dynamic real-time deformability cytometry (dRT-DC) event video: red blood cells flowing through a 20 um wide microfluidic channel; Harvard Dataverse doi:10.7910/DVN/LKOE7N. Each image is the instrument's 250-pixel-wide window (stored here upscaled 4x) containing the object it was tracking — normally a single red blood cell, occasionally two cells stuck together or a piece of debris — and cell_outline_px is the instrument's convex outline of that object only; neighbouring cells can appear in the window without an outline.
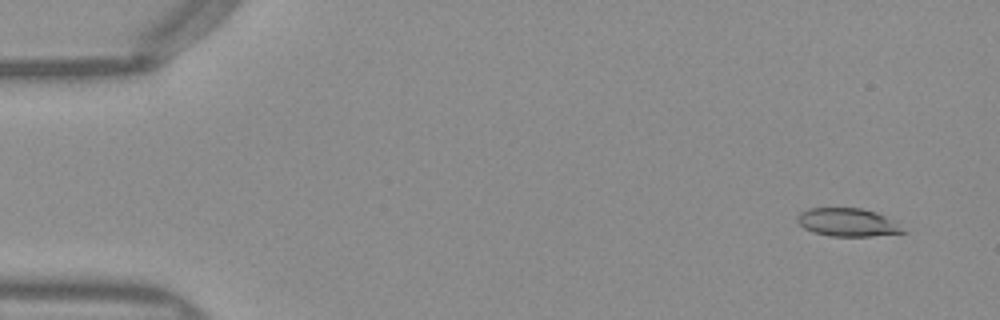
{"species": "Egyptian fruit bat (a non-hibernating species)", "species_latin": "Rousettus aegyptiacus", "temperature_condition": "warm", "stored_images_in_passage": 50, "camera_frame_rate_fps": 3000, "um_per_image_px": 0.085, "frame": {"image": 1, "passage_image": 3, "time_ms": 0.667, "image_size_px": [1000, 320], "cell_outline_px": [[908, 232], [872, 236], [832, 236], [812, 232], [804, 228], [796, 220], [796, 216], [800, 212], [808, 208], [860, 208], [876, 212], [884, 216]], "centroid_in_image_um": [71.98, 18.9], "position_along_channel_um": 13.0, "area_um2": 17.17}}
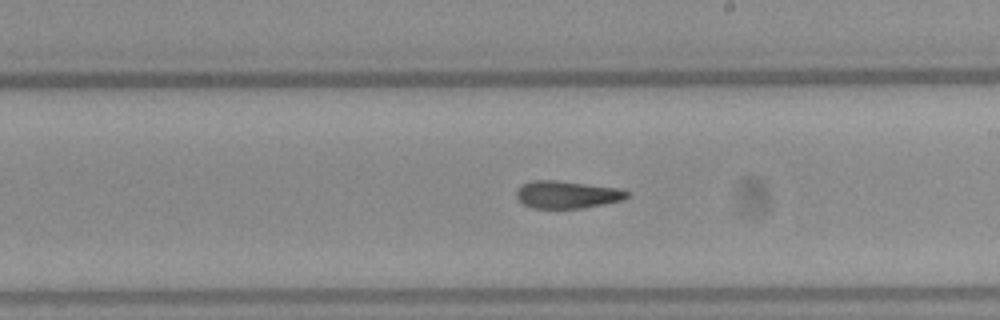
{"frame": {"image": 2, "passage_image": 29, "time_ms": 9.333, "image_size_px": [1000, 320], "cell_outline_px": [[628, 196], [620, 200], [580, 208], [532, 208], [524, 204], [516, 196], [516, 192], [520, 184], [532, 180], [556, 180], [616, 188], [628, 192]], "centroid_in_image_um": [48.1, 16.53], "position_along_channel_um": 240.9, "area_um2": 17.34}}
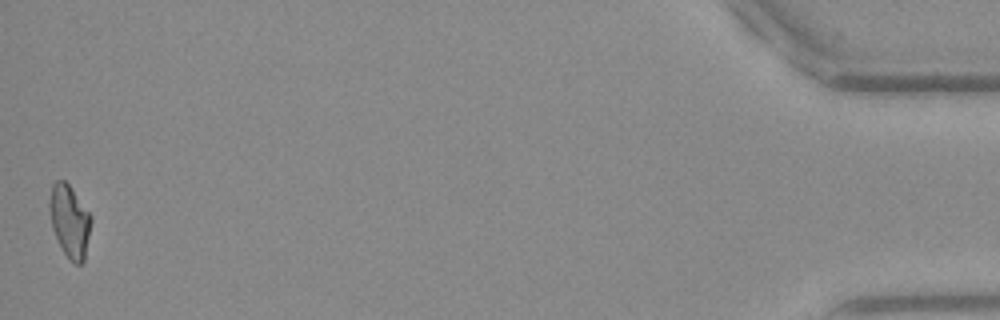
{"frame": {"image": 3, "passage_image": 50, "time_ms": 16.333, "image_size_px": [1000, 320], "cell_outline_px": [[92, 220], [84, 260], [80, 264], [72, 264], [68, 260], [52, 228], [48, 208], [48, 204], [52, 184], [56, 180], [64, 180], [68, 184], [92, 216]], "centroid_in_image_um": [5.91, 18.8], "position_along_channel_um": 429.3, "area_um2": 17.57}, "authors_computed_cell_mechanics": {"area_um2": 18.0625, "velocity_mm_per_s": 4.0307, "shape_relaxation_time_tau1_ms": null, "shape_relaxation_time_tau2_ms": 2.4012, "deformation_change_tau1": null, "deformation_change_tau2": 0.1079}}